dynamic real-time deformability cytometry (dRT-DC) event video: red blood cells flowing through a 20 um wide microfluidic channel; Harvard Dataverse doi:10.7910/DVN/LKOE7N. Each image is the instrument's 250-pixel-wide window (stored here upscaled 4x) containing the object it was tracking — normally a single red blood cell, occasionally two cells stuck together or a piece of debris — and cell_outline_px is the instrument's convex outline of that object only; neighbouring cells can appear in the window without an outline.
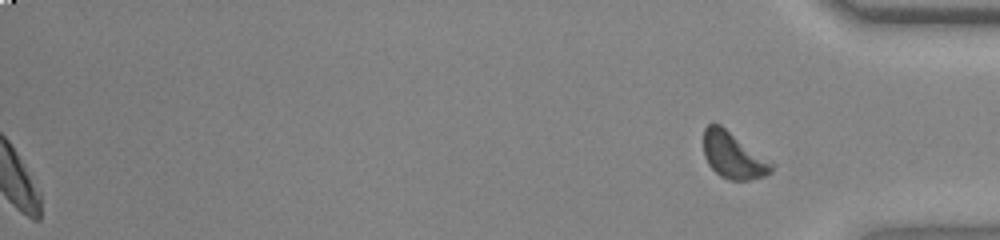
{"species": "common noctule bat (a hibernating species)", "species_latin": "Nyctalus noctula", "temperature_condition": "warm", "stored_images_in_passage": 49, "segment_of_instrument_passage": [2, 2], "camera_frame_rate_fps": 3000, "um_per_image_px": 0.085, "animal": {"sex": "female", "body_mass_g": 23.0, "forearm_length_mm": 53.4}, "frame": {"image": 1, "passage_image": 49, "time_ms": 16.0, "image_size_px": [1000, 240], "cell_outline_px": [[772, 172], [764, 176], [748, 180], [732, 180], [720, 176], [708, 164], [704, 156], [704, 128], [708, 124], [720, 124], [772, 164]], "centroid_in_image_um": [62.27, 13.22], "position_along_channel_um": 372.9, "area_um2": 17.74}}